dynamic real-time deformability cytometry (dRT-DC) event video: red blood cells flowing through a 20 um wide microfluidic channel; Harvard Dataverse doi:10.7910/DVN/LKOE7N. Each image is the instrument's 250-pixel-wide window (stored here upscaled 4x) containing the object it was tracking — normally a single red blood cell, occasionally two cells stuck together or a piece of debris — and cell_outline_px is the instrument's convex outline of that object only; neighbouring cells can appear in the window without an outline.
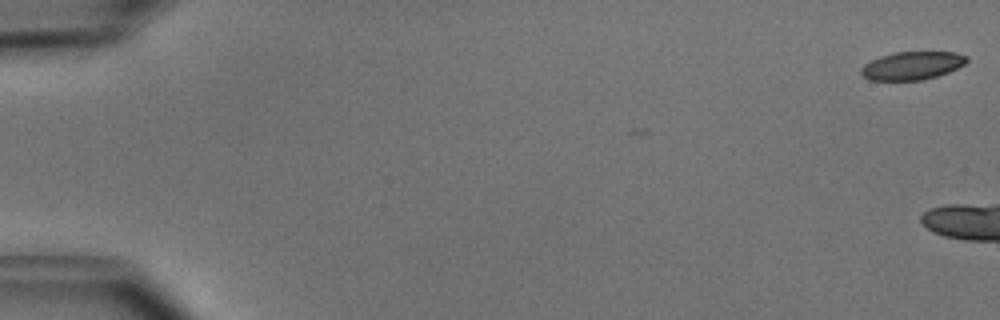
{"species": "common noctule bat (a hibernating species)", "species_latin": "Nyctalus noctula", "temperature_condition": "cold", "stored_images_in_passage": 6, "camera_frame_rate_fps": 3000, "um_per_image_px": 0.085, "animal": {"sex": "male", "body_mass_g": 15.6}, "frame": {"image": 1, "passage_image": 1, "time_ms": 0.0, "image_size_px": [1000, 320], "cell_outline_px": [[968, 60], [964, 64], [948, 72], [936, 76], [920, 80], [868, 80], [860, 72], [860, 68], [864, 64], [880, 56], [892, 52], [956, 52], [968, 56]], "centroid_in_image_um": [77.51, 5.57], "position_along_channel_um": 7.5, "area_um2": 17.28}}